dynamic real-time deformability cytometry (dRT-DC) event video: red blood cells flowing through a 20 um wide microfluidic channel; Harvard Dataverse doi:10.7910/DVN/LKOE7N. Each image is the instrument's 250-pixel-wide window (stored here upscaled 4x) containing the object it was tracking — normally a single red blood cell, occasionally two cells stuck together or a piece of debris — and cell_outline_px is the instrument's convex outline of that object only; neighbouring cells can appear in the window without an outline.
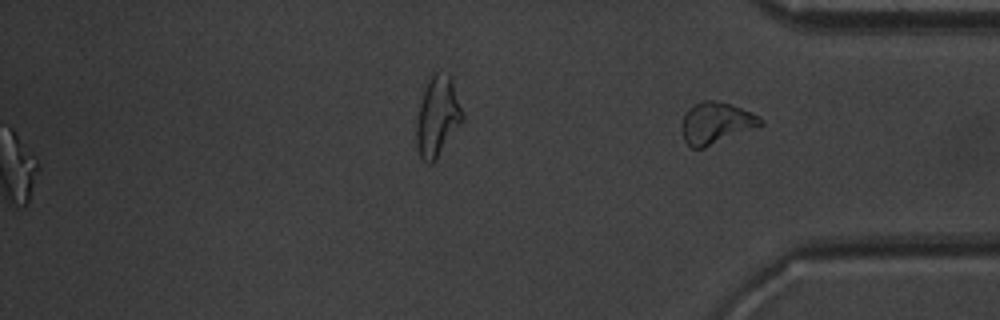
{"species": "common noctule bat (a hibernating species)", "species_latin": "Nyctalus noctula", "temperature_condition": "warm", "stored_images_in_passage": 38, "segment_of_instrument_passage": [2, 2], "camera_frame_rate_fps": 3000, "um_per_image_px": 0.085, "animal": {"sex": "male", "body_mass_g": 20.1, "forearm_length_mm": 53.5}, "frame": {"image": 1, "passage_image": 38, "time_ms": 12.333, "image_size_px": [1000, 320], "cell_outline_px": [[764, 124], [704, 148], [692, 148], [684, 140], [680, 132], [680, 128], [684, 116], [688, 108], [704, 100], [716, 100], [752, 112], [760, 116], [764, 120]], "centroid_in_image_um": [60.84, 10.46], "position_along_channel_um": 374.4, "area_um2": 19.02}}